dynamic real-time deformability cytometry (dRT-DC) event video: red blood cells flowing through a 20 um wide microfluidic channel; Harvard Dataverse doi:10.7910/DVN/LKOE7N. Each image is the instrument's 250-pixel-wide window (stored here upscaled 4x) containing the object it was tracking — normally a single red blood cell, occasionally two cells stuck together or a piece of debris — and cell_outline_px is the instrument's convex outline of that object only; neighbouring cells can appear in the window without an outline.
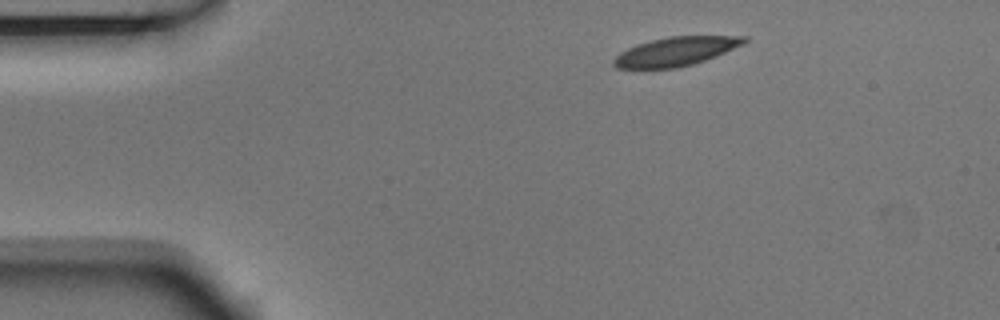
{"species": "Egyptian fruit bat (a non-hibernating species)", "species_latin": "Rousettus aegyptiacus", "temperature_condition": "room temperature", "stored_images_in_passage": 3, "camera_frame_rate_fps": 3000, "um_per_image_px": 0.085, "animal": {"sex": "male"}, "frame": {"image": 1, "passage_image": 1, "time_ms": 0.0, "image_size_px": [1000, 320], "cell_outline_px": [[748, 40], [744, 44], [716, 56], [692, 64], [676, 68], [616, 68], [612, 64], [612, 60], [620, 52], [636, 44], [668, 36], [748, 36]], "centroid_in_image_um": [57.44, 4.36], "position_along_channel_um": 27.6, "area_um2": 21.91}}
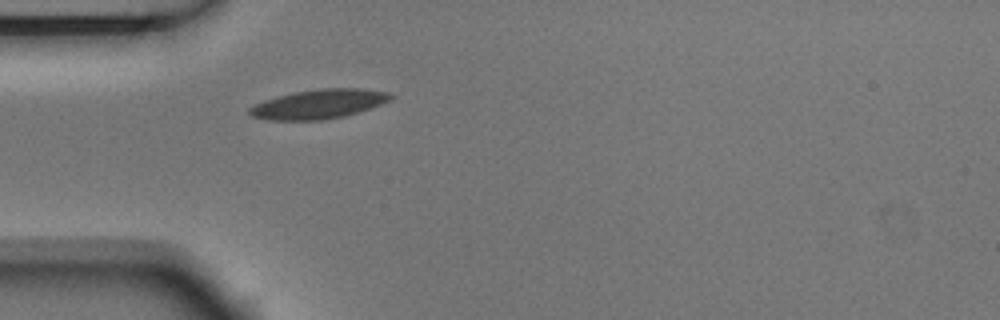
{"frame": {"image": 2, "passage_image": 3, "time_ms": 0.667, "image_size_px": [1000, 320], "cell_outline_px": [[396, 96], [392, 100], [344, 116], [320, 120], [268, 120], [252, 116], [248, 112], [248, 108], [264, 100], [276, 96], [292, 92], [320, 88], [360, 88], [388, 92]], "centroid_in_image_um": [27.09, 8.83], "position_along_channel_um": 57.9, "area_um2": 24.1}}